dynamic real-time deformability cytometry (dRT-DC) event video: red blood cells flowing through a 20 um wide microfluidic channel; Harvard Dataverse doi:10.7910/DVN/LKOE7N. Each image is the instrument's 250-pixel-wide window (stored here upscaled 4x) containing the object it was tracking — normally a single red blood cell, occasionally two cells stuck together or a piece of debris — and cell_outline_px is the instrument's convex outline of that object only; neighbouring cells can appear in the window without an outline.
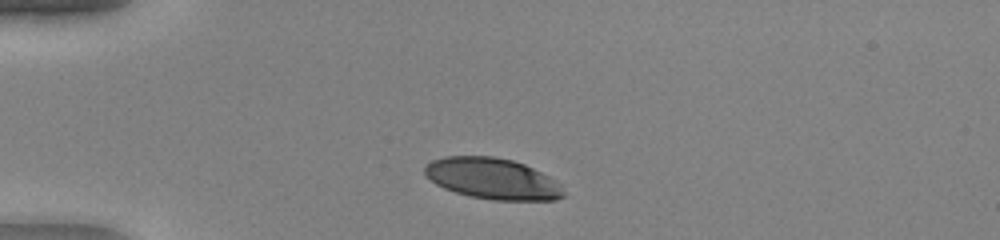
{"species": "human", "species_latin": "Homo sapiens", "temperature_condition": "warm", "stored_images_in_passage": 37, "camera_frame_rate_fps": 3000, "um_per_image_px": 0.085, "donor": {"sex": "female"}, "frame": {"image": 1, "passage_image": 1, "time_ms": 0.0, "image_size_px": [1000, 240], "cell_outline_px": [[560, 196], [548, 200], [524, 200], [476, 196], [460, 192], [448, 188], [440, 184], [428, 172], [428, 168], [432, 164], [440, 160], [460, 156], [476, 156], [508, 160], [520, 164], [528, 168]], "centroid_in_image_um": [41.71, 15.17], "position_along_channel_um": 43.3, "area_um2": 28.32}}
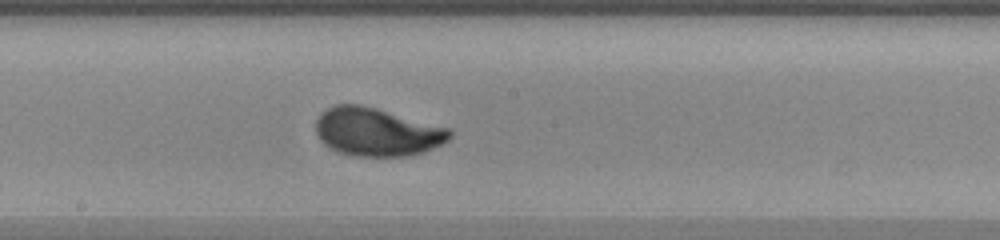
{"frame": {"image": 2, "passage_image": 16, "time_ms": 5.0, "image_size_px": [1000, 240], "cell_outline_px": [[448, 132], [440, 140], [432, 144], [420, 148], [404, 152], [364, 152], [344, 148], [328, 140], [324, 136], [320, 128], [324, 116], [328, 112], [340, 108], [356, 108], [376, 112]], "centroid_in_image_um": [31.98, 11.19], "position_along_channel_um": 216.2, "area_um2": 27.92}}
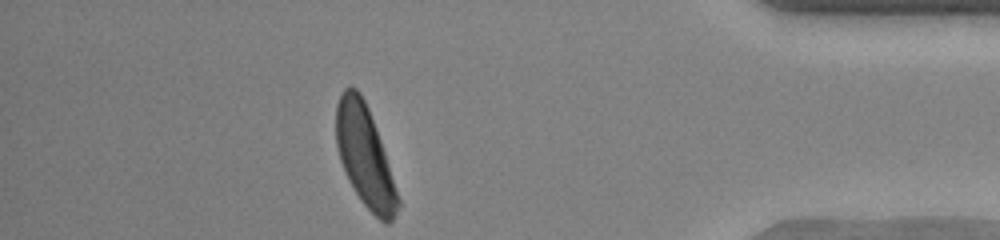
{"frame": {"image": 3, "passage_image": 32, "time_ms": 10.333, "image_size_px": [1000, 240], "cell_outline_px": [[396, 200], [392, 212], [388, 220], [384, 220], [360, 196], [344, 164], [340, 152], [336, 136], [336, 116], [340, 100], [344, 92], [348, 88], [352, 88], [360, 96], [368, 112], [396, 196]], "centroid_in_image_um": [30.91, 13.13], "position_along_channel_um": 404.3, "area_um2": 30.63}, "authors_computed_cell_mechanics": {"area_um2": 28.5821, "velocity_mm_per_s": 4.2031, "shape_relaxation_time_tau1_ms": 2.8593, "shape_relaxation_time_tau2_ms": null, "deformation_change_tau1": 0.1611, "deformation_change_tau2": null}}